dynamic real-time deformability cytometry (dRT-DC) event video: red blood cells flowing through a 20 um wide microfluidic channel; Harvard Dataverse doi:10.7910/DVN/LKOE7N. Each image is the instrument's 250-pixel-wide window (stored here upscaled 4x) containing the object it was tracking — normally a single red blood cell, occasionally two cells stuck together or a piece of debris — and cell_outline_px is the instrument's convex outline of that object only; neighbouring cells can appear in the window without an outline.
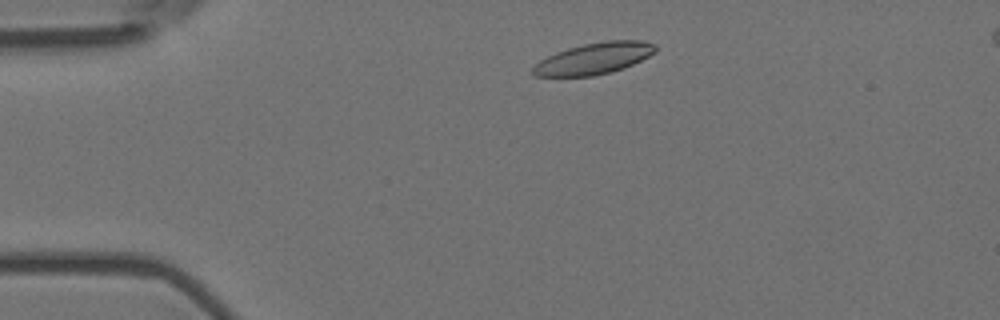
{"species": "Egyptian fruit bat (a non-hibernating species)", "species_latin": "Rousettus aegyptiacus", "temperature_condition": "room temperature", "stored_images_in_passage": 5, "camera_frame_rate_fps": 3000, "um_per_image_px": 0.085, "animal": {"sex": "female"}, "frame": {"image": 1, "passage_image": 2, "time_ms": 0.333, "image_size_px": [1000, 320], "cell_outline_px": [[656, 52], [624, 68], [612, 72], [592, 76], [532, 76], [532, 68], [540, 60], [556, 52], [568, 48], [584, 44], [604, 40], [644, 40], [656, 44]], "centroid_in_image_um": [50.5, 4.96], "position_along_channel_um": 34.5, "area_um2": 22.48}}